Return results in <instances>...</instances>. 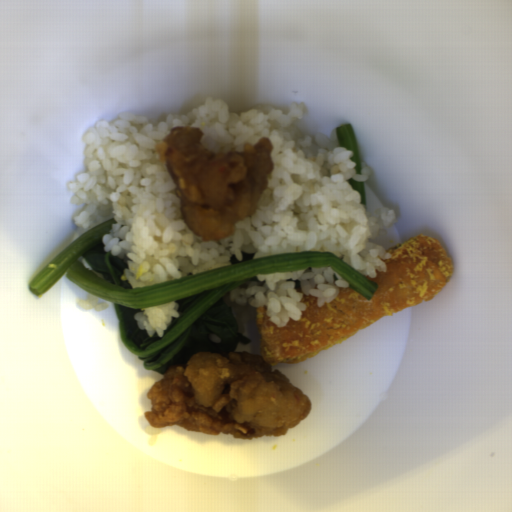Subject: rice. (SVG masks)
<instances>
[{"instance_id":"1","label":"rice","mask_w":512,"mask_h":512,"mask_svg":"<svg viewBox=\"0 0 512 512\" xmlns=\"http://www.w3.org/2000/svg\"><path fill=\"white\" fill-rule=\"evenodd\" d=\"M283 113L259 105L235 114L226 100L206 98L187 114L168 115L151 124L146 115L121 112L114 121L97 120L82 134L86 172L68 184L73 205L86 204L73 220L82 234L115 219L102 235L105 251L118 257L127 254L121 274L132 288L148 287L230 264L235 255L264 256L298 252H331L368 277L386 271L391 253L370 240L387 233L398 222L387 207L367 213L358 190L347 180L364 183L373 173L360 160V173L352 149L341 147L337 128L330 137L318 133L317 154L311 136L297 130L295 119L307 109L303 101L288 105ZM197 126L201 143L212 151L221 145L243 151L268 136L273 144V176L259 198L258 210L235 224L233 235L203 242L179 218V202L172 193L174 181L154 152L156 142L171 127Z\"/></svg>"},{"instance_id":"2","label":"rice","mask_w":512,"mask_h":512,"mask_svg":"<svg viewBox=\"0 0 512 512\" xmlns=\"http://www.w3.org/2000/svg\"><path fill=\"white\" fill-rule=\"evenodd\" d=\"M257 280H243L229 292L232 302L256 309L266 306L269 321L283 328L289 319L300 320L307 310L304 295L316 298L317 306L331 303L340 289L350 287L349 282L330 266L309 267L301 270H280L255 275ZM299 279L295 282L285 279ZM351 288V287H350Z\"/></svg>"},{"instance_id":"3","label":"rice","mask_w":512,"mask_h":512,"mask_svg":"<svg viewBox=\"0 0 512 512\" xmlns=\"http://www.w3.org/2000/svg\"><path fill=\"white\" fill-rule=\"evenodd\" d=\"M179 308L180 305L176 301L141 308L140 311L133 315V319L136 320L139 330H145L146 335L149 337L156 335L161 339L164 337L165 331L170 327L173 318H180Z\"/></svg>"}]
</instances>
